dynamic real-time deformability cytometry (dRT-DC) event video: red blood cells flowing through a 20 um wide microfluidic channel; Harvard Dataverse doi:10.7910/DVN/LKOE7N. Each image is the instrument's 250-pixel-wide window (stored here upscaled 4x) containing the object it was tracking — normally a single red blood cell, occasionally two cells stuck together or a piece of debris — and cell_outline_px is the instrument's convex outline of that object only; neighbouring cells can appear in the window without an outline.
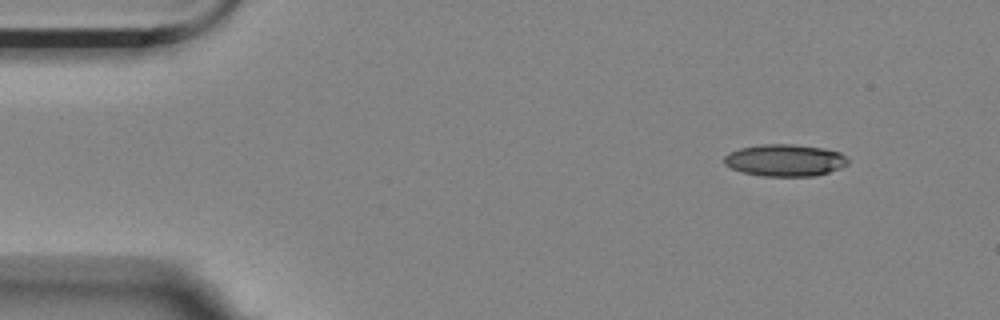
{"species": "Egyptian fruit bat (a non-hibernating species)", "species_latin": "Rousettus aegyptiacus", "temperature_condition": "room temperature", "stored_images_in_passage": 3, "camera_frame_rate_fps": 3000, "um_per_image_px": 0.085, "animal": {"sex": "female"}, "frame": {"image": 1, "passage_image": 1, "time_ms": 0.0, "image_size_px": [1000, 320], "cell_outline_px": [[848, 164], [840, 168], [828, 172], [812, 176], [764, 176], [744, 172], [732, 168], [724, 164], [724, 156], [728, 152], [740, 148], [760, 144], [792, 144], [824, 148], [840, 152], [848, 160]], "centroid_in_image_um": [66.71, 13.61], "position_along_channel_um": 18.3, "area_um2": 23.0}}
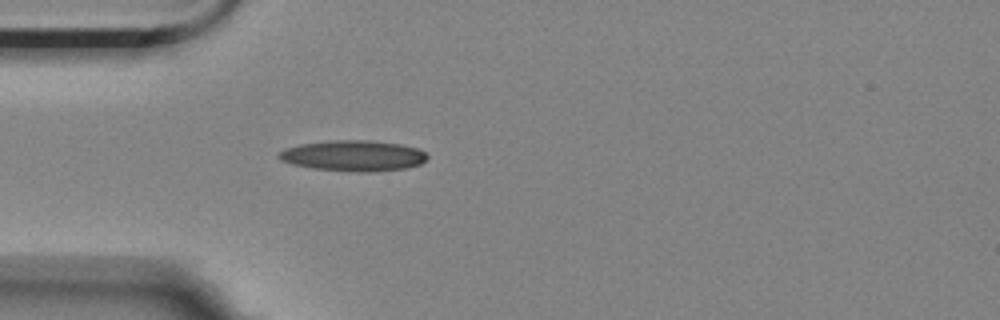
{"frame": {"image": 2, "passage_image": 3, "time_ms": 0.667, "image_size_px": [1000, 320], "cell_outline_px": [[428, 156], [420, 164], [404, 168], [360, 172], [312, 168], [292, 164], [280, 160], [276, 156], [284, 148], [300, 144], [332, 140], [372, 140], [400, 144], [420, 148]], "centroid_in_image_um": [30.01, 13.22], "position_along_channel_um": 55.0, "area_um2": 26.47}}